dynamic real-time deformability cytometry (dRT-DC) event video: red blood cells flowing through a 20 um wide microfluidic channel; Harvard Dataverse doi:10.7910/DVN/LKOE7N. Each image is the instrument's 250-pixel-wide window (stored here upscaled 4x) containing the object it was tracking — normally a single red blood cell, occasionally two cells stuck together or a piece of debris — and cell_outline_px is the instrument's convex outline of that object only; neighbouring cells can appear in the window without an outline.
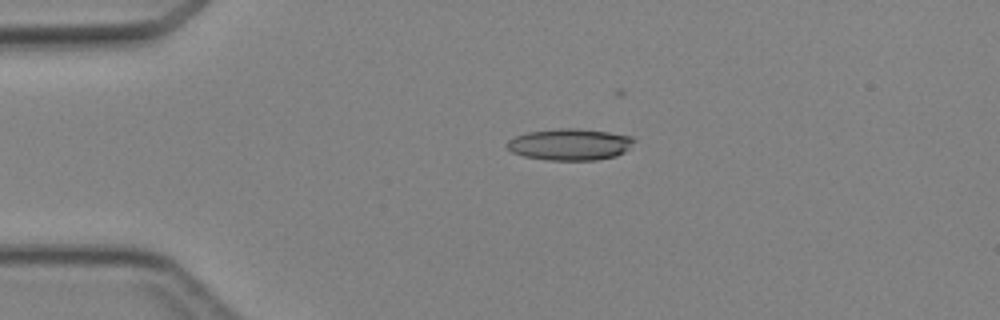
{"species": "Egyptian fruit bat (a non-hibernating species)", "species_latin": "Rousettus aegyptiacus", "temperature_condition": "cold", "stored_images_in_passage": 5, "camera_frame_rate_fps": 3000, "um_per_image_px": 0.085, "animal": {"sex": "female"}, "frame": {"image": 1, "passage_image": 4, "time_ms": 3.667, "image_size_px": [1000, 320], "cell_outline_px": [[636, 140], [624, 152], [616, 156], [596, 160], [548, 160], [524, 156], [512, 152], [504, 144], [508, 140], [516, 136], [528, 132], [556, 128], [572, 128], [608, 132], [636, 136]], "centroid_in_image_um": [48.45, 12.27], "position_along_channel_um": 36.5, "area_um2": 23.47}}